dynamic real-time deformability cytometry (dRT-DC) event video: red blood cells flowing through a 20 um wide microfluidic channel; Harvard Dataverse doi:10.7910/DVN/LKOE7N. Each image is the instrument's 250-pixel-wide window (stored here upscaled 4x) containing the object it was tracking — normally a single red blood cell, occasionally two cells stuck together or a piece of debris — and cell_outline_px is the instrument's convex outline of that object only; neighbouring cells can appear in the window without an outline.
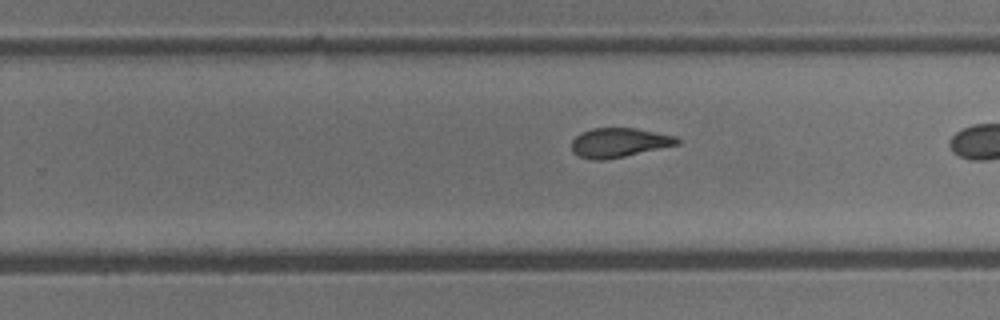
{"species": "common noctule bat (a hibernating species)", "species_latin": "Nyctalus noctula", "temperature_condition": "cold", "stored_images_in_passage": 28, "camera_frame_rate_fps": 3000, "um_per_image_px": 0.085, "animal": {"sex": "male", "body_mass_g": 13.3}, "frame": {"image": 1, "passage_image": 20, "time_ms": 6.333, "image_size_px": [1000, 320], "cell_outline_px": [[680, 144], [624, 156], [604, 160], [596, 160], [580, 156], [572, 152], [572, 140], [580, 132], [592, 128], [636, 128], [676, 136], [680, 140]], "centroid_in_image_um": [52.62, 12.11], "position_along_channel_um": 277.2, "area_um2": 17.98}}